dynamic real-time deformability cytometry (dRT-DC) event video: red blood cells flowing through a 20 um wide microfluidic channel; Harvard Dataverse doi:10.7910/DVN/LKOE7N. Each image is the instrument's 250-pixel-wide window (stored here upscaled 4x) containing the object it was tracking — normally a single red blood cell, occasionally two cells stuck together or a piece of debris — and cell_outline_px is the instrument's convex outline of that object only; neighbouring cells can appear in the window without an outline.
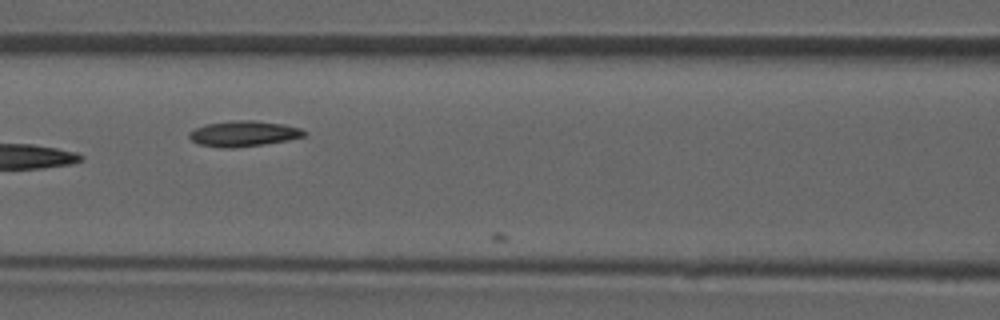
{"species": "common noctule bat (a hibernating species)", "species_latin": "Nyctalus noctula", "temperature_condition": "room temperature", "stored_images_in_passage": 19, "camera_frame_rate_fps": 3000, "um_per_image_px": 0.085, "animal": {"sex": "male", "forearm_length_mm": 52.5}, "frame": {"image": 1, "passage_image": 18, "time_ms": 5.667, "image_size_px": [1000, 320], "cell_outline_px": [[308, 136], [288, 140], [264, 144], [232, 148], [224, 148], [196, 144], [188, 136], [188, 132], [204, 124], [232, 120], [256, 120], [284, 124], [300, 128], [308, 132]], "centroid_in_image_um": [20.72, 11.35], "position_along_channel_um": 145.9, "area_um2": 17.46}}